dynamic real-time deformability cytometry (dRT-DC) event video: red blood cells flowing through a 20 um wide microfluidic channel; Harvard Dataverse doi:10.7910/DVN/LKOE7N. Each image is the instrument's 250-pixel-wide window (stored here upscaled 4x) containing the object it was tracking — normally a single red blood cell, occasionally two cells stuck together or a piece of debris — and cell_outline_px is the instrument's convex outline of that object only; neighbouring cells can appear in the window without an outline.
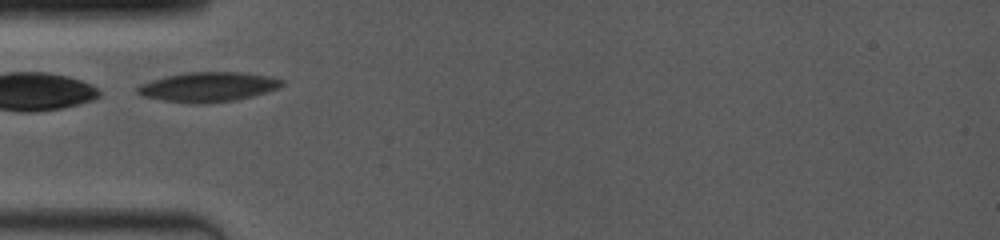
{"species": "common noctule bat (a hibernating species)", "species_latin": "Nyctalus noctula", "temperature_condition": "room temperature", "stored_images_in_passage": 3, "camera_frame_rate_fps": 4000, "um_per_image_px": 0.085, "animal": {"sex": "female", "body_mass_g": 19.0, "forearm_length_mm": 53.3}, "frame": {"image": 1, "passage_image": 1, "time_ms": 0.0, "image_size_px": [1000, 240], "cell_outline_px": [[284, 84], [276, 88], [252, 96], [236, 100], [208, 104], [188, 104], [164, 100], [144, 96], [136, 92], [136, 88], [140, 84], [152, 80], [168, 76], [188, 72], [240, 72], [268, 76], [284, 80]], "centroid_in_image_um": [17.67, 7.4], "position_along_channel_um": 67.3, "area_um2": 24.85}}
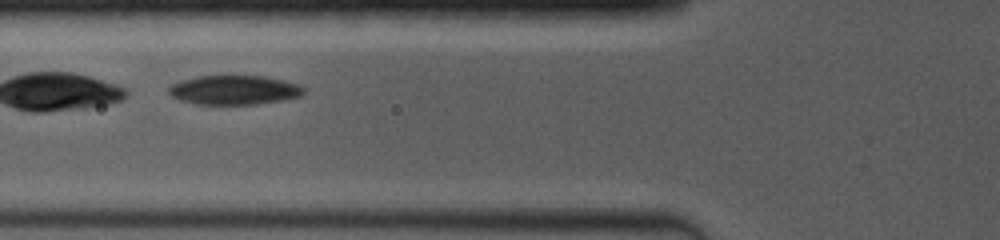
{"frame": {"image": 2, "passage_image": 2, "time_ms": 1.0, "image_size_px": [1000, 240], "cell_outline_px": [[304, 92], [300, 96], [280, 100], [256, 104], [196, 104], [180, 100], [172, 96], [168, 92], [168, 88], [172, 84], [180, 80], [200, 76], [264, 76], [284, 80], [296, 84], [304, 88]], "centroid_in_image_um": [19.87, 7.65], "position_along_channel_um": 105.9, "area_um2": 22.83}}